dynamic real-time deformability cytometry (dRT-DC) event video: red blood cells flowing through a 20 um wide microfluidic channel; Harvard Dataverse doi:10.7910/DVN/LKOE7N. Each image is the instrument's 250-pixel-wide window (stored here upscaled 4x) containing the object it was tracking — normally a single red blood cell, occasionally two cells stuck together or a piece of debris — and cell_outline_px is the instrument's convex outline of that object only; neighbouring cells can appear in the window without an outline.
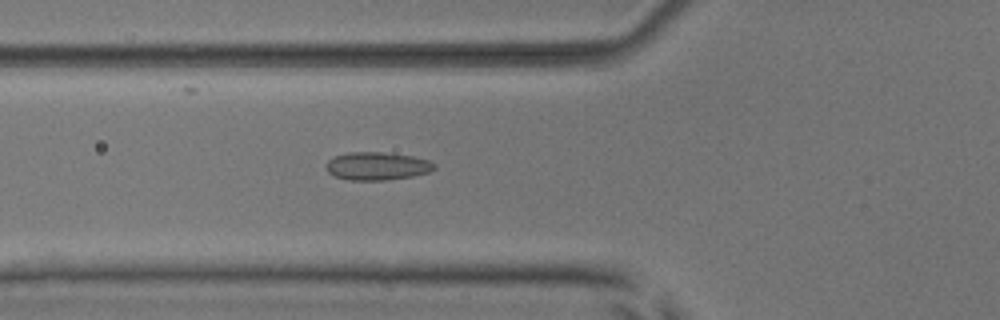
{"species": "common noctule bat (a hibernating species)", "species_latin": "Nyctalus noctula", "temperature_condition": "room temperature", "stored_images_in_passage": 36, "camera_frame_rate_fps": 3000, "um_per_image_px": 0.085, "animal": {"sex": "male", "body_mass_g": 17.9, "forearm_length_mm": 54.2}, "frame": {"image": 1, "passage_image": 3, "time_ms": 0.667, "image_size_px": [1000, 320], "cell_outline_px": [[436, 168], [428, 172], [412, 176], [384, 180], [348, 180], [336, 176], [328, 172], [324, 168], [324, 164], [328, 160], [336, 156], [348, 152], [380, 152], [412, 156], [428, 160], [436, 164]], "centroid_in_image_um": [32.02, 14.11], "position_along_channel_um": 93.8, "area_um2": 17.63}}
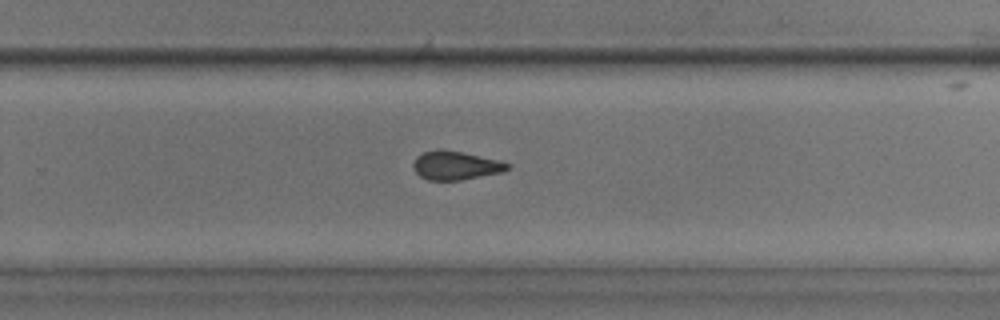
{"frame": {"image": 2, "passage_image": 18, "time_ms": 5.667, "image_size_px": [1000, 320], "cell_outline_px": [[512, 164], [508, 168], [500, 172], [460, 180], [428, 180], [420, 176], [416, 172], [412, 164], [416, 156], [424, 152], [436, 148], [440, 148], [500, 160]], "centroid_in_image_um": [38.69, 14.05], "position_along_channel_um": 291.1, "area_um2": 15.66}}
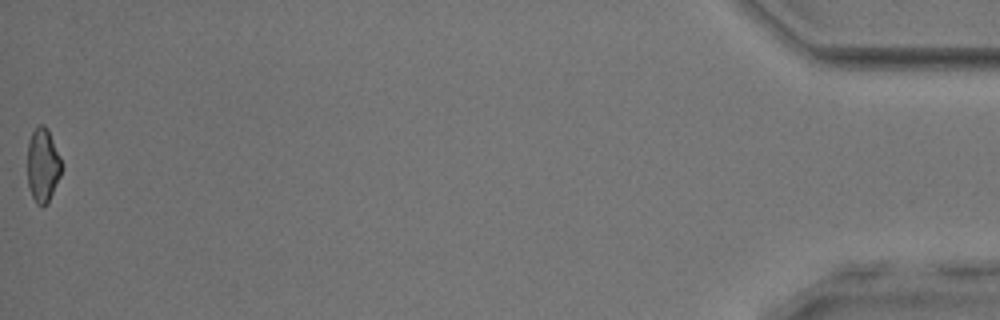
{"frame": {"image": 3, "passage_image": 36, "time_ms": 11.667, "image_size_px": [1000, 320], "cell_outline_px": [[60, 176], [48, 204], [36, 204], [32, 196], [28, 184], [28, 140], [36, 124], [44, 124], [48, 128], [60, 160]], "centroid_in_image_um": [3.61, 14.01], "position_along_channel_um": 431.6, "area_um2": 14.51}, "authors_computed_cell_mechanics": {"area_um2": 15.6638, "velocity_mm_per_s": 3.9553, "shape_relaxation_time_tau1_ms": null, "shape_relaxation_time_tau2_ms": 1.7581, "deformation_change_tau1": null, "deformation_change_tau2": 0.0883}}